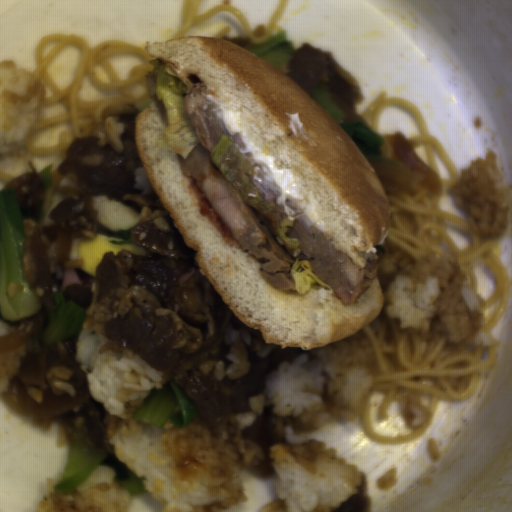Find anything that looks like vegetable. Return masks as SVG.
<instances>
[{
  "label": "vegetable",
  "instance_id": "4",
  "mask_svg": "<svg viewBox=\"0 0 512 512\" xmlns=\"http://www.w3.org/2000/svg\"><path fill=\"white\" fill-rule=\"evenodd\" d=\"M309 95L351 136L364 157L382 154L385 145L382 136L355 119L345 123V112L338 108L328 86L319 84Z\"/></svg>",
  "mask_w": 512,
  "mask_h": 512
},
{
  "label": "vegetable",
  "instance_id": "1",
  "mask_svg": "<svg viewBox=\"0 0 512 512\" xmlns=\"http://www.w3.org/2000/svg\"><path fill=\"white\" fill-rule=\"evenodd\" d=\"M26 233L17 190L0 191V315L8 322L35 314L41 300L28 281L22 253Z\"/></svg>",
  "mask_w": 512,
  "mask_h": 512
},
{
  "label": "vegetable",
  "instance_id": "3",
  "mask_svg": "<svg viewBox=\"0 0 512 512\" xmlns=\"http://www.w3.org/2000/svg\"><path fill=\"white\" fill-rule=\"evenodd\" d=\"M198 404L173 380L161 388L150 389L142 405L131 417L133 421L163 428L188 425L195 417Z\"/></svg>",
  "mask_w": 512,
  "mask_h": 512
},
{
  "label": "vegetable",
  "instance_id": "5",
  "mask_svg": "<svg viewBox=\"0 0 512 512\" xmlns=\"http://www.w3.org/2000/svg\"><path fill=\"white\" fill-rule=\"evenodd\" d=\"M45 330L40 341L45 346H54L76 336L85 324L84 310L71 300H65L64 292L53 296V307L48 313Z\"/></svg>",
  "mask_w": 512,
  "mask_h": 512
},
{
  "label": "vegetable",
  "instance_id": "2",
  "mask_svg": "<svg viewBox=\"0 0 512 512\" xmlns=\"http://www.w3.org/2000/svg\"><path fill=\"white\" fill-rule=\"evenodd\" d=\"M98 466L112 470L115 483L131 496L137 497L147 492L137 474L114 455L95 451L86 437L78 433L73 444H68L64 467L53 487V493L68 496L83 484Z\"/></svg>",
  "mask_w": 512,
  "mask_h": 512
},
{
  "label": "vegetable",
  "instance_id": "7",
  "mask_svg": "<svg viewBox=\"0 0 512 512\" xmlns=\"http://www.w3.org/2000/svg\"><path fill=\"white\" fill-rule=\"evenodd\" d=\"M41 176L42 184H43V192L48 190H52V176H51V163L42 168V170L38 173Z\"/></svg>",
  "mask_w": 512,
  "mask_h": 512
},
{
  "label": "vegetable",
  "instance_id": "6",
  "mask_svg": "<svg viewBox=\"0 0 512 512\" xmlns=\"http://www.w3.org/2000/svg\"><path fill=\"white\" fill-rule=\"evenodd\" d=\"M295 49L297 48L288 32L284 29H278L267 41L246 50L276 68L292 56Z\"/></svg>",
  "mask_w": 512,
  "mask_h": 512
}]
</instances>
